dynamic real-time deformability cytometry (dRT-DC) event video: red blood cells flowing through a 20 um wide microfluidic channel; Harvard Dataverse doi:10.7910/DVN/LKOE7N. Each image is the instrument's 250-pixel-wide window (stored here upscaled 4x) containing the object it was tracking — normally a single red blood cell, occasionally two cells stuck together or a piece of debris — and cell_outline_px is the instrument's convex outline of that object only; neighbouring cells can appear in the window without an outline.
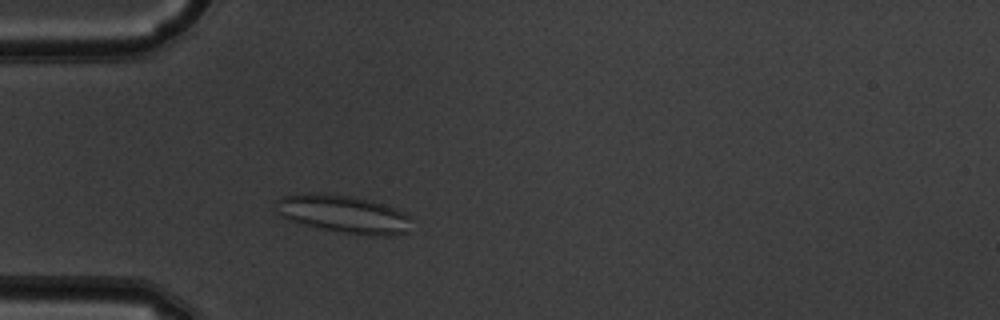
{"species": "common noctule bat (a hibernating species)", "species_latin": "Nyctalus noctula", "temperature_condition": "warm", "stored_images_in_passage": 44, "camera_frame_rate_fps": 3000, "um_per_image_px": 0.085, "animal": {"sex": "male", "body_mass_g": 19.5, "forearm_length_mm": 54.6}, "frame": {"image": 1, "passage_image": 8, "time_ms": 2.333, "image_size_px": [1000, 320], "cell_outline_px": [[412, 232], [392, 236], [368, 236], [344, 232], [304, 224], [288, 220], [280, 216], [276, 200], [280, 196], [300, 192], [320, 192], [352, 196], [372, 200], [396, 208], [404, 212], [408, 216]], "centroid_in_image_um": [29.23, 18.18], "position_along_channel_um": 55.8, "area_um2": 30.35}}
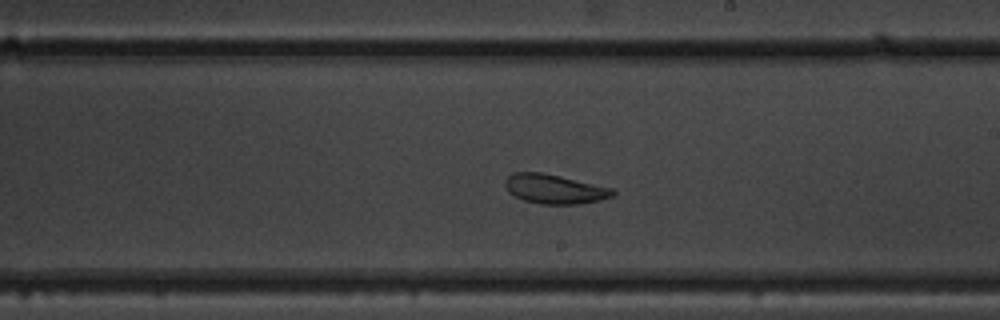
{"frame": {"image": 2, "passage_image": 23, "time_ms": 7.333, "image_size_px": [1000, 320], "cell_outline_px": [[616, 192], [612, 196], [600, 200], [580, 204], [540, 204], [524, 200], [508, 192], [504, 184], [504, 180], [512, 172], [544, 172], [612, 188]], "centroid_in_image_um": [47.11, 16.06], "position_along_channel_um": 241.9, "area_um2": 18.5}}
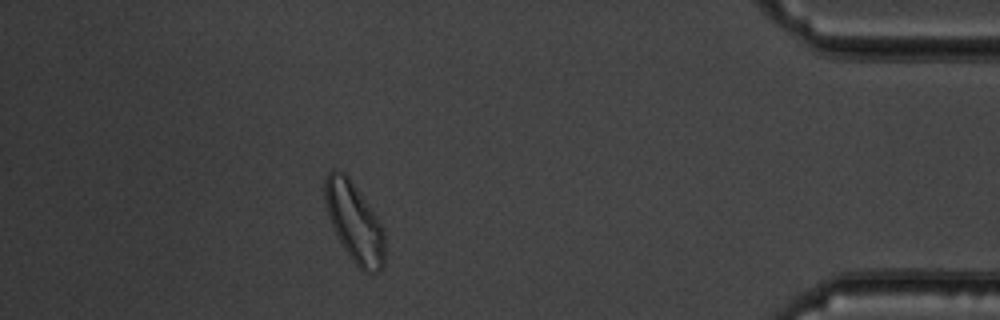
{"frame": {"image": 3, "passage_image": 39, "time_ms": 12.667, "image_size_px": [1000, 320], "cell_outline_px": [[384, 264], [380, 272], [372, 276], [364, 272], [352, 260], [344, 248], [328, 216], [324, 200], [324, 180], [328, 172], [332, 168], [336, 168], [344, 172], [348, 176], [384, 228]], "centroid_in_image_um": [30.12, 18.9], "position_along_channel_um": 405.1, "area_um2": 27.74}, "authors_computed_cell_mechanics": {"area_um2": 22.1952, "velocity_mm_per_s": 3.878, "shape_relaxation_time_tau1_ms": null, "shape_relaxation_time_tau2_ms": 3.6121, "deformation_change_tau1": null, "deformation_change_tau2": 0.1116}}